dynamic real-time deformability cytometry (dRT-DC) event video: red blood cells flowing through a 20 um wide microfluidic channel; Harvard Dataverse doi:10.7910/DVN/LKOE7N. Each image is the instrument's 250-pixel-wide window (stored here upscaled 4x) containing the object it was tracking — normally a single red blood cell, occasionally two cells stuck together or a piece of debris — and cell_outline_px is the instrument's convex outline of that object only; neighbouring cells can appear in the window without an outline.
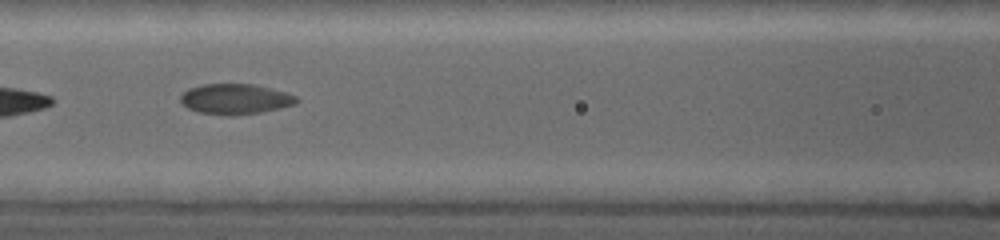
{"species": "common noctule bat (a hibernating species)", "species_latin": "Nyctalus noctula", "temperature_condition": "warm", "stored_images_in_passage": 4, "camera_frame_rate_fps": 5000, "um_per_image_px": 0.085, "animal": {"sex": "female", "body_mass_g": 19.0, "forearm_length_mm": 53.3}, "frame": {"image": 1, "passage_image": 3, "time_ms": 1.8, "image_size_px": [1000, 240], "cell_outline_px": [[300, 100], [296, 104], [280, 108], [260, 112], [232, 116], [228, 116], [200, 112], [188, 108], [180, 104], [180, 96], [188, 88], [200, 84], [256, 84], [284, 92], [296, 96]], "centroid_in_image_um": [19.98, 8.42], "position_along_channel_um": 146.6, "area_um2": 20.69}}